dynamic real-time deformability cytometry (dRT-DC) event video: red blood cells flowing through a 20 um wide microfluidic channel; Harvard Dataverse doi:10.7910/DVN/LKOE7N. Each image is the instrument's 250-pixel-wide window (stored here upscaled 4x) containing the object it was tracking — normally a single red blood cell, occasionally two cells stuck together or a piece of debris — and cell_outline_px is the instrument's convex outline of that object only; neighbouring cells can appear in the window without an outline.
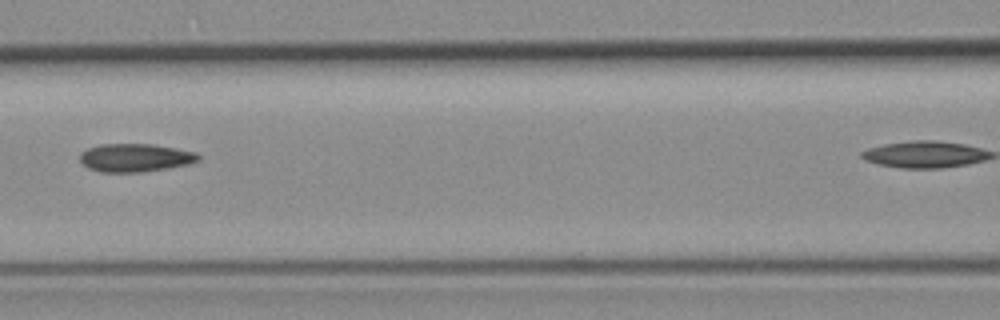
{"species": "common noctule bat (a hibernating species)", "species_latin": "Nyctalus noctula", "temperature_condition": "room temperature", "stored_images_in_passage": 7, "segment_of_instrument_passage": [1, 2], "camera_frame_rate_fps": 3000, "um_per_image_px": 0.085, "animal": {"sex": "female", "body_mass_g": 19.3, "forearm_length_mm": 54.1}, "frame": {"image": 1, "passage_image": 5, "time_ms": 4.667, "image_size_px": [1000, 320], "cell_outline_px": [[200, 160], [188, 164], [168, 168], [140, 172], [100, 172], [88, 168], [80, 160], [80, 152], [88, 148], [100, 144], [152, 144], [176, 148], [196, 152], [200, 156]], "centroid_in_image_um": [11.49, 13.4], "position_along_channel_um": 155.1, "area_um2": 19.48}}
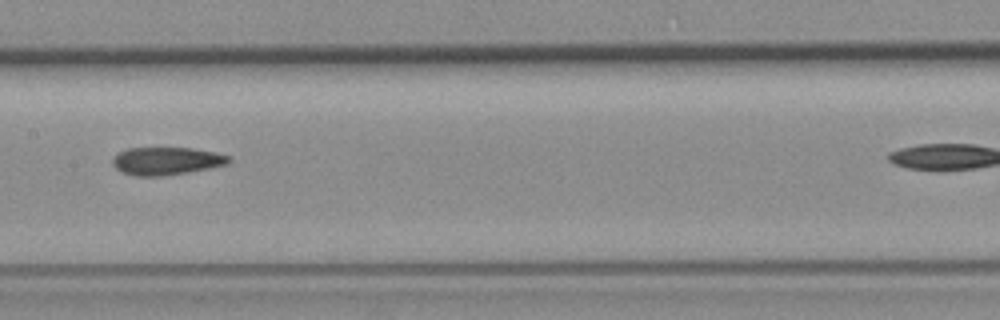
{"frame": {"image": 2, "passage_image": 6, "time_ms": 5.667, "image_size_px": [1000, 320], "cell_outline_px": [[232, 160], [228, 164], [188, 172], [164, 176], [132, 176], [120, 172], [112, 164], [112, 156], [128, 148], [192, 148], [216, 152], [228, 156]], "centroid_in_image_um": [14.11, 13.69], "position_along_channel_um": 193.3, "area_um2": 18.96}}